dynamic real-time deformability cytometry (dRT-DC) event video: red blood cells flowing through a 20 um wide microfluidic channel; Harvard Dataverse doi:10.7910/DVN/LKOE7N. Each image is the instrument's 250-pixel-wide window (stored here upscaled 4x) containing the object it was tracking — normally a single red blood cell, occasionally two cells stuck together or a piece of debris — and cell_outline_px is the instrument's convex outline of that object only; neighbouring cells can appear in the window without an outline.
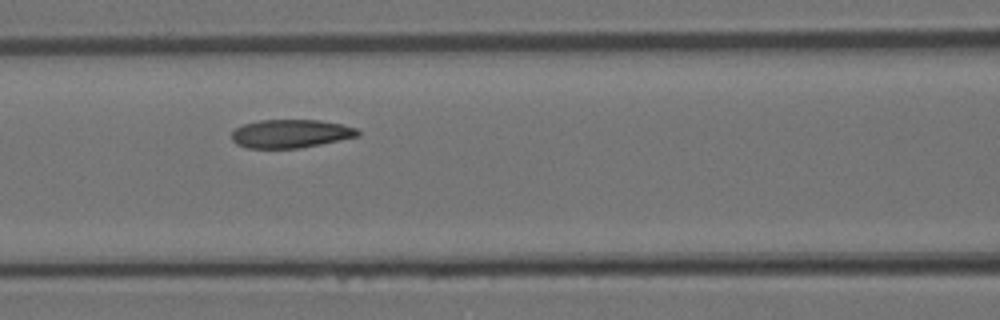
{"species": "Egyptian fruit bat (a non-hibernating species)", "species_latin": "Rousettus aegyptiacus", "temperature_condition": "room temperature", "stored_images_in_passage": 4, "camera_frame_rate_fps": 3000, "um_per_image_px": 0.085, "animal": {"sex": "female"}, "frame": {"image": 1, "passage_image": 3, "time_ms": 0.667, "image_size_px": [1000, 320], "cell_outline_px": [[360, 136], [300, 148], [248, 148], [236, 144], [232, 140], [232, 132], [236, 128], [244, 124], [260, 120], [320, 120], [340, 124], [356, 128], [360, 132]], "centroid_in_image_um": [24.71, 11.36], "position_along_channel_um": 141.9, "area_um2": 20.81}}
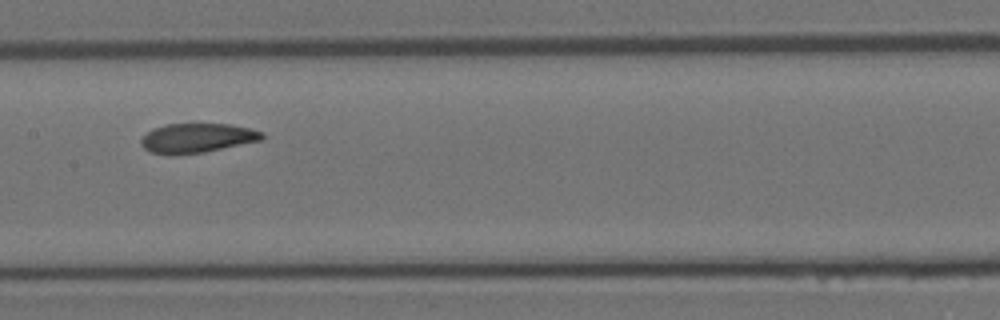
{"frame": {"image": 2, "passage_image": 4, "time_ms": 1.0, "image_size_px": [1000, 320], "cell_outline_px": [[264, 140], [204, 152], [148, 152], [140, 144], [140, 140], [152, 128], [164, 124], [228, 124], [248, 128], [264, 132]], "centroid_in_image_um": [16.8, 11.7], "position_along_channel_um": 190.6, "area_um2": 20.23}}